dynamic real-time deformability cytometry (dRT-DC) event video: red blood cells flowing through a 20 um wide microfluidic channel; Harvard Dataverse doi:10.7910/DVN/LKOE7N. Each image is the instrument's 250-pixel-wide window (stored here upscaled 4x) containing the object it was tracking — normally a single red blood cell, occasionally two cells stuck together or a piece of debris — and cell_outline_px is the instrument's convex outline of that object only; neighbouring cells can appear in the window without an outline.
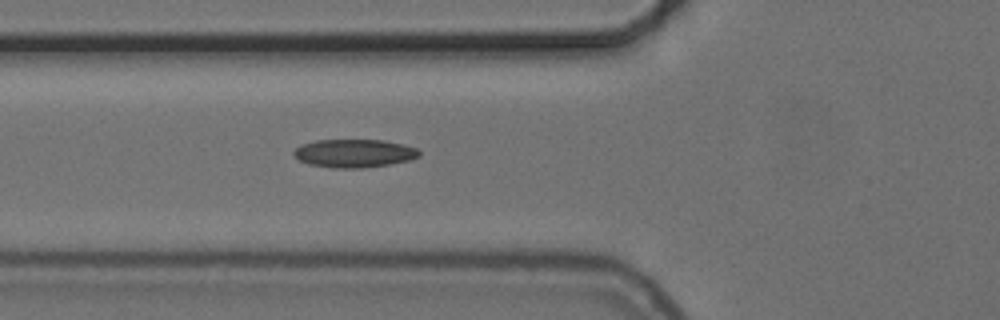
{"species": "common noctule bat (a hibernating species)", "species_latin": "Nyctalus noctula", "temperature_condition": "cold", "stored_images_in_passage": 41, "camera_frame_rate_fps": 3000, "um_per_image_px": 0.085, "animal": {"sex": "female", "body_mass_g": 24.6, "forearm_length_mm": 56.2}, "frame": {"image": 1, "passage_image": 6, "time_ms": 1.667, "image_size_px": [1000, 320], "cell_outline_px": [[420, 156], [412, 160], [388, 164], [360, 168], [332, 168], [308, 164], [300, 160], [292, 152], [300, 144], [316, 140], [384, 140], [416, 148], [420, 152]], "centroid_in_image_um": [30.09, 13.03], "position_along_channel_um": 95.7, "area_um2": 20.58}}
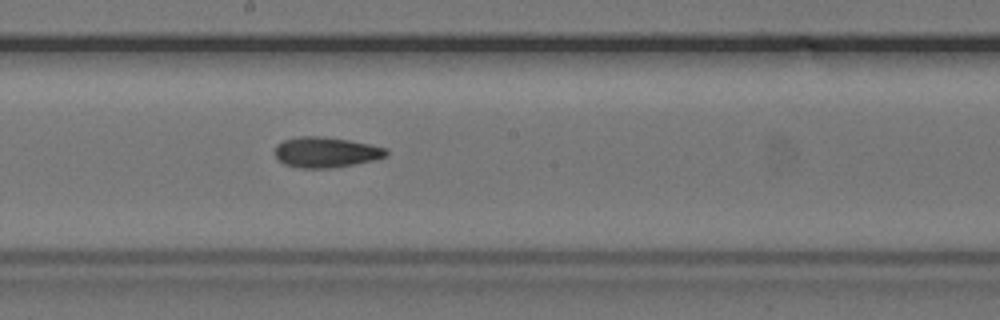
{"frame": {"image": 2, "passage_image": 16, "time_ms": 5.0, "image_size_px": [1000, 320], "cell_outline_px": [[388, 156], [372, 160], [332, 168], [300, 168], [284, 164], [276, 156], [276, 144], [284, 140], [300, 136], [320, 136], [348, 140], [388, 148]], "centroid_in_image_um": [27.71, 12.94], "position_along_channel_um": 220.5, "area_um2": 19.59}}
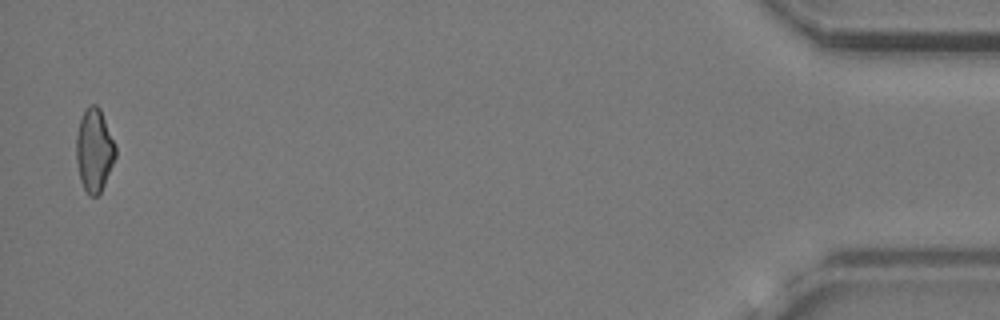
{"frame": {"image": 3, "passage_image": 40, "time_ms": 13.0, "image_size_px": [1000, 320], "cell_outline_px": [[116, 156], [104, 184], [100, 192], [96, 196], [88, 196], [80, 180], [76, 160], [76, 136], [80, 120], [84, 112], [92, 104], [96, 104], [100, 108], [116, 144]], "centroid_in_image_um": [8.02, 12.77], "position_along_channel_um": 427.2, "area_um2": 18.96}, "authors_computed_cell_mechanics": {"area_um2": 19.5942, "velocity_mm_per_s": 3.724, "shape_relaxation_time_tau1_ms": 9.5074, "shape_relaxation_time_tau2_ms": 7.689, "deformation_change_tau1": 0.1841, "deformation_change_tau2": 0.1606}}